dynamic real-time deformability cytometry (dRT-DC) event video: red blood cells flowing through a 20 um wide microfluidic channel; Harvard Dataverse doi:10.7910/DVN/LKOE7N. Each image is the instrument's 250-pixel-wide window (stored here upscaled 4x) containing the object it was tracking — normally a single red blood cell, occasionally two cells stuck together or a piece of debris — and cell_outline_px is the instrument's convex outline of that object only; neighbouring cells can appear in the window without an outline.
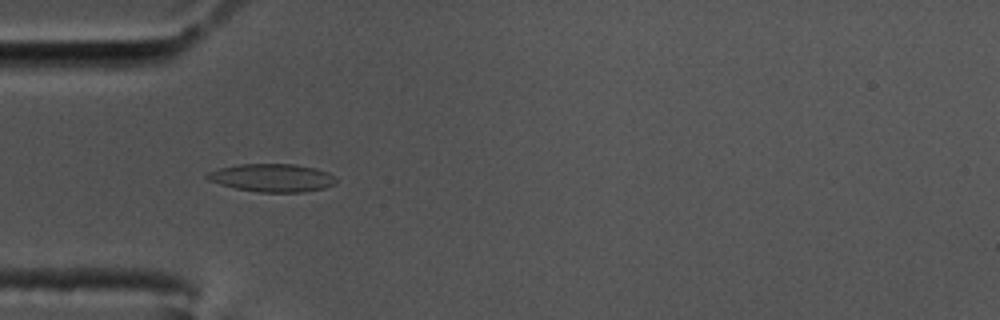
{"species": "common noctule bat (a hibernating species)", "species_latin": "Nyctalus noctula", "temperature_condition": "cold", "stored_images_in_passage": 58, "camera_frame_rate_fps": 3000, "um_per_image_px": 0.085, "animal": {"sex": "male", "body_mass_g": 17.5, "forearm_length_mm": 52.3}, "frame": {"image": 1, "passage_image": 18, "time_ms": 5.667, "image_size_px": [1000, 320], "cell_outline_px": [[336, 184], [324, 188], [304, 192], [260, 192], [236, 188], [220, 184], [208, 180], [204, 176], [208, 172], [220, 168], [236, 164], [296, 164], [316, 168], [328, 172], [336, 176]], "centroid_in_image_um": [23.16, 15.11], "position_along_channel_um": 61.8, "area_um2": 21.15}}
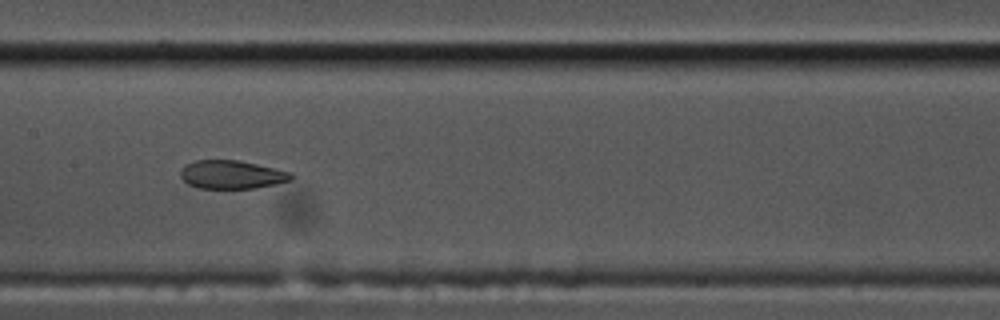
{"frame": {"image": 2, "passage_image": 29, "time_ms": 9.333, "image_size_px": [1000, 320], "cell_outline_px": [[292, 180], [276, 184], [256, 188], [196, 188], [188, 184], [180, 176], [180, 168], [196, 160], [240, 160], [292, 172]], "centroid_in_image_um": [19.7, 14.84], "position_along_channel_um": 187.7, "area_um2": 18.38}}
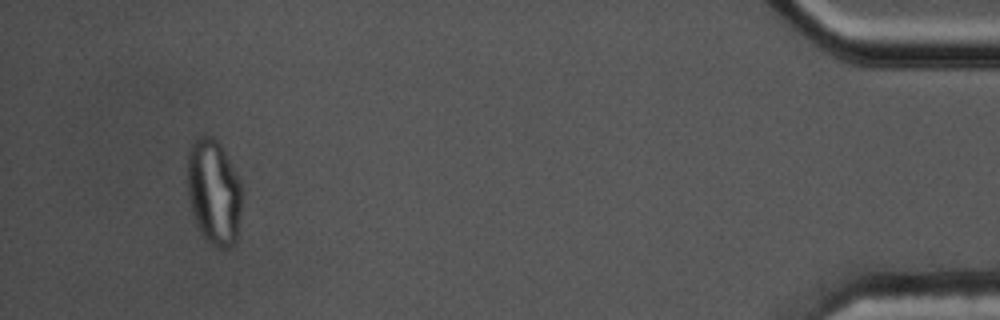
{"frame": {"image": 3, "passage_image": 55, "time_ms": 18.0, "image_size_px": [1000, 320], "cell_outline_px": [[240, 216], [236, 240], [228, 248], [216, 248], [208, 244], [196, 220], [188, 196], [188, 148], [192, 140], [200, 132], [204, 132], [212, 136], [220, 144], [240, 180]], "centroid_in_image_um": [18.16, 16.25], "position_along_channel_um": 417.0, "area_um2": 33.47}, "authors_computed_cell_mechanics": {"area_um2": 19.7965, "velocity_mm_per_s": 3.4734, "shape_relaxation_time_tau1_ms": null, "shape_relaxation_time_tau2_ms": 1.2352, "deformation_change_tau1": null, "deformation_change_tau2": 0.0624}}